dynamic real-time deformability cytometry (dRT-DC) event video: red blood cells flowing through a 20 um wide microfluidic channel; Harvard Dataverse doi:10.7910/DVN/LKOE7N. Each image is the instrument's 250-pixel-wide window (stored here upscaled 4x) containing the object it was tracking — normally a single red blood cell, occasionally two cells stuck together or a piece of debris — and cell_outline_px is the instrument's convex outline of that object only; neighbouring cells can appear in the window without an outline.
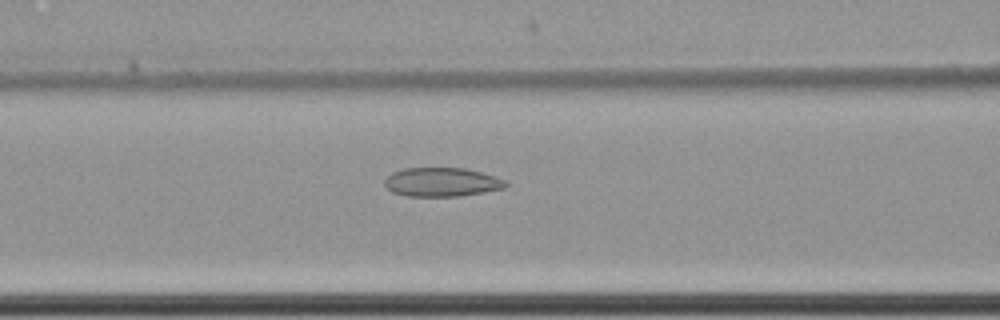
{"species": "common noctule bat (a hibernating species)", "species_latin": "Nyctalus noctula", "temperature_condition": "cold", "stored_images_in_passage": 53, "camera_frame_rate_fps": 3000, "um_per_image_px": 0.085, "animal": {"sex": "female", "body_mass_g": 22.7, "forearm_length_mm": 54.2}, "frame": {"image": 1, "passage_image": 19, "time_ms": 6.0, "image_size_px": [1000, 320], "cell_outline_px": [[508, 184], [504, 188], [484, 192], [460, 196], [404, 196], [392, 192], [384, 184], [384, 180], [392, 172], [404, 168], [464, 168], [496, 176], [508, 180]], "centroid_in_image_um": [37.56, 15.48], "position_along_channel_um": 129.0, "area_um2": 20.52}}
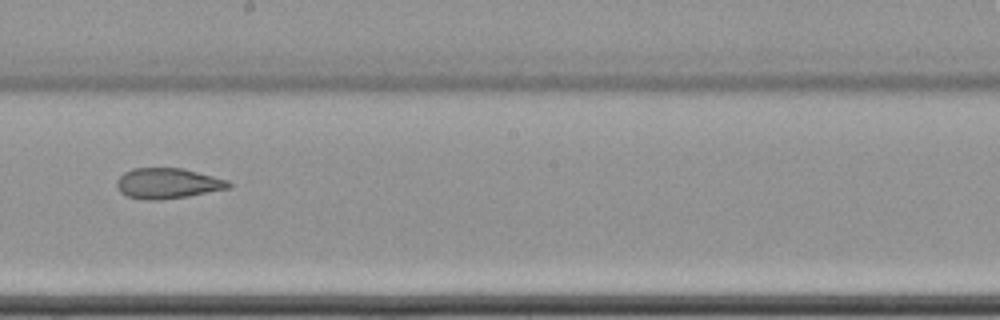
{"frame": {"image": 2, "passage_image": 28, "time_ms": 9.0, "image_size_px": [1000, 320], "cell_outline_px": [[232, 188], [188, 196], [160, 200], [148, 200], [128, 196], [120, 192], [116, 188], [116, 180], [124, 172], [132, 168], [184, 168], [228, 180], [232, 184]], "centroid_in_image_um": [14.26, 15.58], "position_along_channel_um": 233.9, "area_um2": 20.06}}
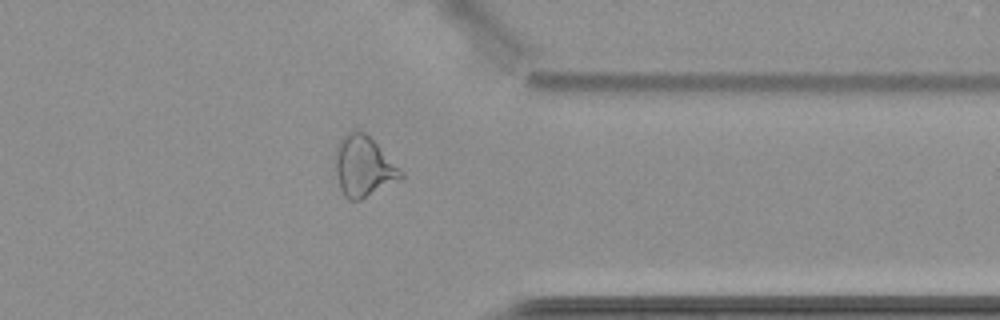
{"frame": {"image": 3, "passage_image": 41, "time_ms": 13.333, "image_size_px": [1000, 320], "cell_outline_px": [[404, 176], [400, 180], [360, 200], [348, 200], [344, 196], [340, 188], [332, 156], [336, 144], [348, 132], [356, 128], [364, 132], [404, 172]], "centroid_in_image_um": [30.86, 14.14], "position_along_channel_um": 380.5, "area_um2": 23.35}, "authors_computed_cell_mechanics": {"area_um2": 23.3512, "velocity_mm_per_s": 3.5034, "shape_relaxation_time_tau1_ms": null, "shape_relaxation_time_tau2_ms": 3.8753, "deformation_change_tau1": null, "deformation_change_tau2": 0.1102}}